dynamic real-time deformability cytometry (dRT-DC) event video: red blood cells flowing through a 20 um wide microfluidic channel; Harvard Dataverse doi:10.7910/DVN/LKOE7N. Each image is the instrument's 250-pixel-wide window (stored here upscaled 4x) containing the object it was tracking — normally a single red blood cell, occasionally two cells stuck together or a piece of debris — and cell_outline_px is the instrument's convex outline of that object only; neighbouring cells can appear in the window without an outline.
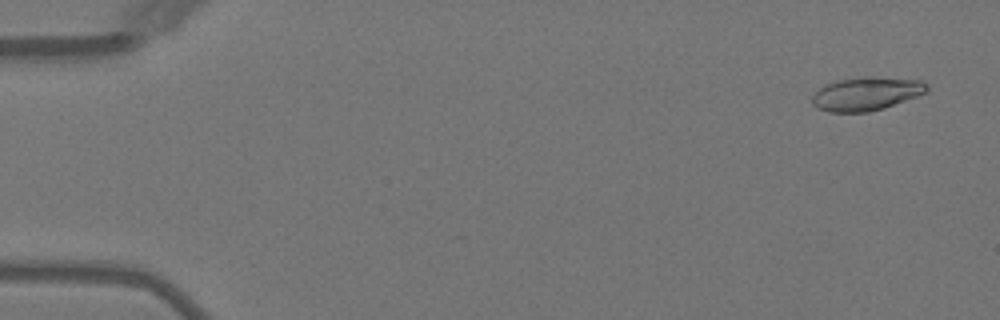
{"species": "Egyptian fruit bat (a non-hibernating species)", "species_latin": "Rousettus aegyptiacus", "temperature_condition": "warm", "stored_images_in_passage": 51, "camera_frame_rate_fps": 3000, "um_per_image_px": 0.085, "animal": {"sex": "female"}, "frame": {"image": 1, "passage_image": 3, "time_ms": 0.667, "image_size_px": [1000, 320], "cell_outline_px": [[928, 92], [884, 108], [868, 112], [828, 112], [816, 108], [812, 104], [812, 96], [824, 84], [836, 80], [868, 76], [872, 76], [920, 80], [928, 84]], "centroid_in_image_um": [73.63, 7.96], "position_along_channel_um": 11.4, "area_um2": 22.54}}
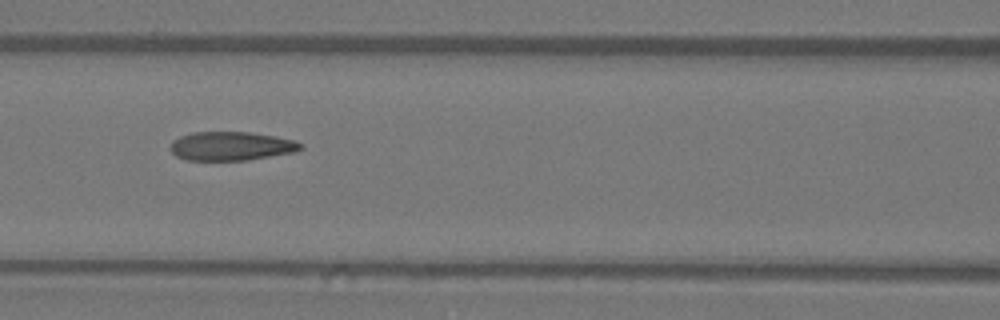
{"frame": {"image": 2, "passage_image": 23, "time_ms": 7.333, "image_size_px": [1000, 320], "cell_outline_px": [[304, 148], [296, 152], [248, 160], [188, 160], [176, 156], [168, 148], [172, 140], [180, 136], [192, 132], [248, 132], [276, 136], [296, 140]], "centroid_in_image_um": [19.65, 12.41], "position_along_channel_um": 147.0, "area_um2": 22.08}}
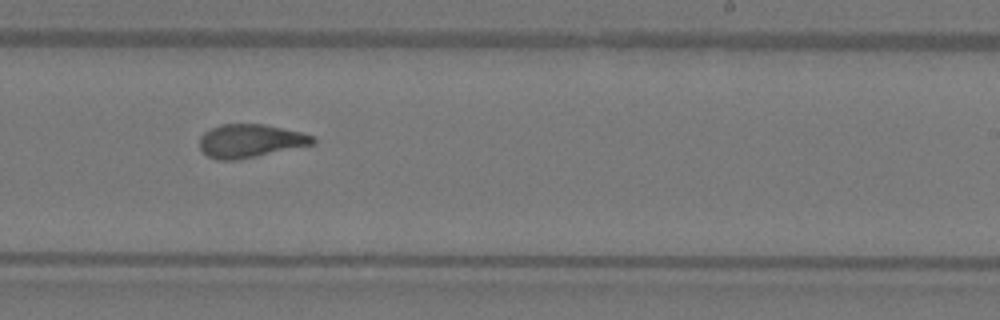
{"frame": {"image": 3, "passage_image": 32, "time_ms": 10.333, "image_size_px": [1000, 320], "cell_outline_px": [[316, 144], [240, 160], [216, 160], [208, 156], [200, 148], [200, 136], [204, 132], [220, 124], [264, 124], [300, 132], [316, 136]], "centroid_in_image_um": [21.3, 11.99], "position_along_channel_um": 267.7, "area_um2": 22.25}, "authors_computed_cell_mechanics": {"area_um2": 22.3108, "velocity_mm_per_s": 4.0521, "shape_relaxation_time_tau1_ms": 8.2555, "shape_relaxation_time_tau2_ms": 1.752, "deformation_change_tau1": 0.2642, "deformation_change_tau2": 0.0866}}